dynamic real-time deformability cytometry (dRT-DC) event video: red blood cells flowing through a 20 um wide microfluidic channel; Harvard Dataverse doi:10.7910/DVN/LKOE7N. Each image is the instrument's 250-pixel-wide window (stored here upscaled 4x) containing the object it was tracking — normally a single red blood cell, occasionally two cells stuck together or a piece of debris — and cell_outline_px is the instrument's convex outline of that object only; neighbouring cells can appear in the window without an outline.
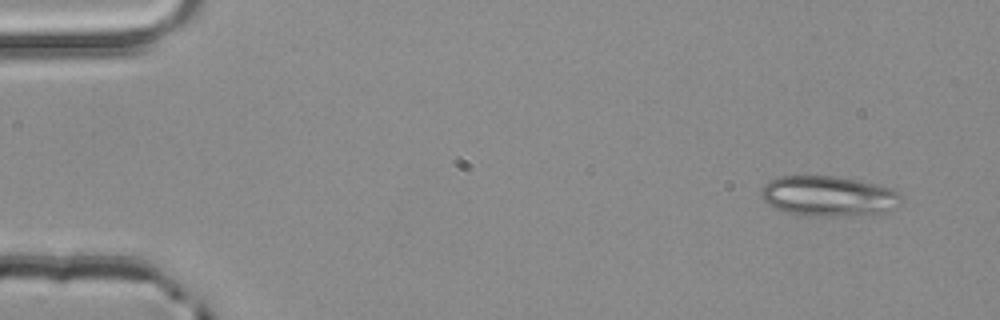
{"species": "common noctule bat (a hibernating species)", "species_latin": "Nyctalus noctula", "temperature_condition": "room temperature", "stored_images_in_passage": 3, "camera_frame_rate_fps": 3000, "um_per_image_px": 0.085, "animal": {"sex": "male", "body_mass_g": 20.4}, "frame": {"image": 1, "passage_image": 1, "time_ms": 0.0, "image_size_px": [1000, 320], "cell_outline_px": [[904, 200], [900, 204], [884, 212], [848, 216], [800, 216], [776, 208], [768, 204], [760, 196], [760, 188], [768, 180], [780, 176], [832, 176], [856, 180], [876, 184], [888, 188], [896, 192]], "centroid_in_image_um": [70.36, 16.67], "position_along_channel_um": 14.6, "area_um2": 32.89}}